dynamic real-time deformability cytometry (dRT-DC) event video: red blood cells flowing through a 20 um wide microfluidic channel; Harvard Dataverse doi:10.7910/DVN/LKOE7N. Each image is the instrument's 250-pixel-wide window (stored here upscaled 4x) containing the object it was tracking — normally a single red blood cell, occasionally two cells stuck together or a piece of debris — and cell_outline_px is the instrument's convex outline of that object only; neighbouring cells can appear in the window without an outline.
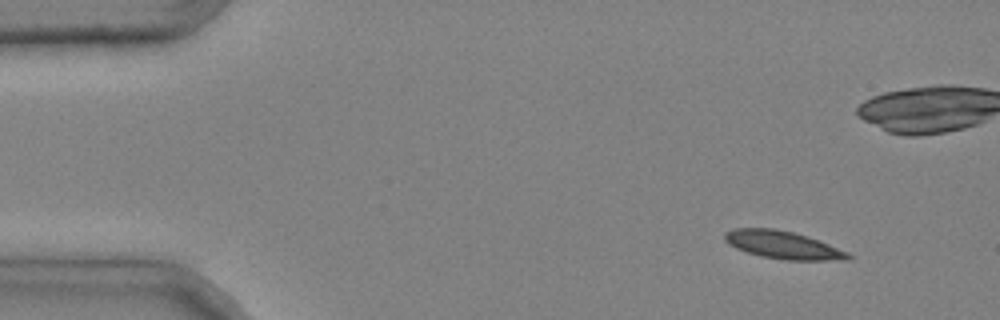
{"species": "common noctule bat (a hibernating species)", "species_latin": "Nyctalus noctula", "temperature_condition": "cold", "stored_images_in_passage": 6, "camera_frame_rate_fps": 3000, "um_per_image_px": 0.085, "animal": {"sex": "male", "body_mass_g": 20.4}, "frame": {"image": 1, "passage_image": 2, "time_ms": 0.333, "image_size_px": [1000, 320], "cell_outline_px": [[852, 256], [848, 260], [784, 260], [760, 256], [736, 248], [728, 244], [724, 240], [724, 232], [732, 228], [776, 228], [808, 236], [848, 252]], "centroid_in_image_um": [66.52, 20.81], "position_along_channel_um": 18.5, "area_um2": 20.06}}